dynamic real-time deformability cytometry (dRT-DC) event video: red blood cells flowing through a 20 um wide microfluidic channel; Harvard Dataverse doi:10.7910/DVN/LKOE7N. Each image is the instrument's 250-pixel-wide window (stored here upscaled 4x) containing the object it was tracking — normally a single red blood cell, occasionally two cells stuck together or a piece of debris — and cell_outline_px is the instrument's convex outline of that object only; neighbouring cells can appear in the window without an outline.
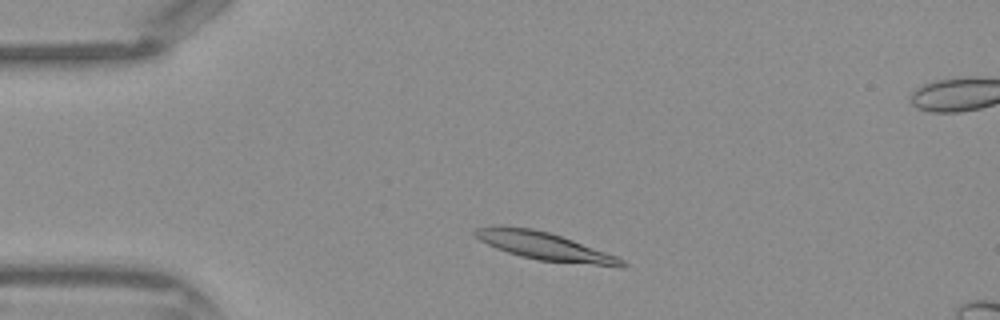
{"species": "Egyptian fruit bat (a non-hibernating species)", "species_latin": "Rousettus aegyptiacus", "temperature_condition": "warm", "stored_images_in_passage": 37, "segment_of_instrument_passage": [1, 2], "camera_frame_rate_fps": 3000, "um_per_image_px": 0.085, "frame": {"image": 1, "passage_image": 2, "time_ms": 0.333, "image_size_px": [1000, 320], "cell_outline_px": [[628, 264], [620, 268], [540, 260], [520, 256], [496, 248], [480, 240], [472, 232], [476, 228], [496, 224], [532, 228], [548, 232], [572, 240], [616, 256], [624, 260]], "centroid_in_image_um": [46.28, 20.92], "position_along_channel_um": 38.7, "area_um2": 23.87}}
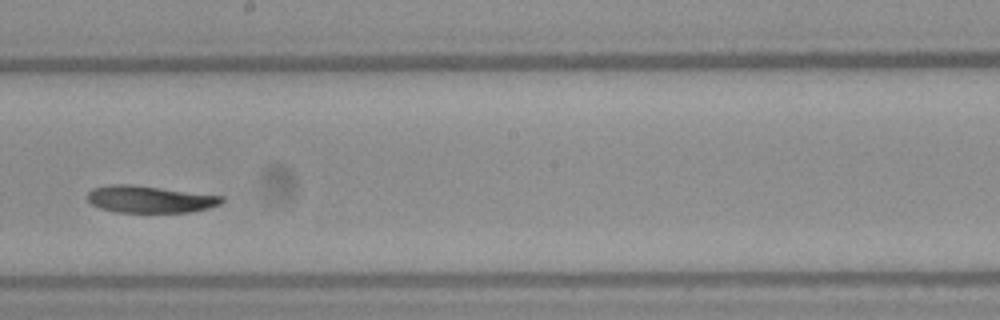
{"frame": {"image": 2, "passage_image": 17, "time_ms": 5.333, "image_size_px": [1000, 320], "cell_outline_px": [[224, 200], [220, 204], [208, 208], [192, 212], [116, 212], [100, 208], [92, 204], [88, 200], [88, 192], [92, 188], [108, 184], [132, 184], [224, 196]], "centroid_in_image_um": [12.73, 16.93], "position_along_channel_um": 235.5, "area_um2": 21.21}}
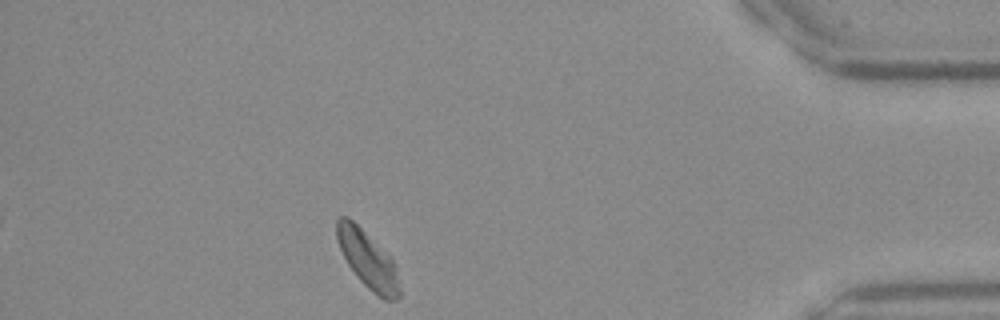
{"frame": {"image": 3, "passage_image": 31, "time_ms": 10.0, "image_size_px": [1000, 320], "cell_outline_px": [[400, 296], [396, 300], [384, 300], [372, 292], [360, 280], [348, 264], [340, 248], [336, 236], [336, 220], [340, 216], [348, 216], [396, 264], [400, 292]], "centroid_in_image_um": [31.26, 22.1], "position_along_channel_um": 403.9, "area_um2": 20.4}}